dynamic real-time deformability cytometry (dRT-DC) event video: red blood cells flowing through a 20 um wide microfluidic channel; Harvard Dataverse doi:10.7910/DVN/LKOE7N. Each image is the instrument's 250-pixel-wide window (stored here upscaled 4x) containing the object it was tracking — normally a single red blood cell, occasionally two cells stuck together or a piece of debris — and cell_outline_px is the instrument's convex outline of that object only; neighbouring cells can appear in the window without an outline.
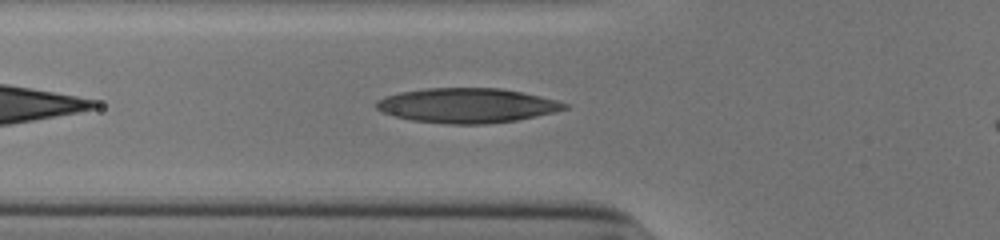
{"species": "human", "species_latin": "Homo sapiens", "temperature_condition": "cold", "stored_images_in_passage": 34, "camera_frame_rate_fps": 3000, "um_per_image_px": 0.085, "donor": {"sex": "male"}, "frame": {"image": 1, "passage_image": 4, "time_ms": 1.0, "image_size_px": [1000, 240], "cell_outline_px": [[568, 108], [536, 116], [516, 120], [484, 124], [448, 124], [412, 120], [396, 116], [384, 112], [376, 108], [376, 100], [384, 96], [400, 92], [424, 88], [500, 88], [540, 96], [556, 100], [568, 104]], "centroid_in_image_um": [39.67, 8.96], "position_along_channel_um": 86.1, "area_um2": 37.8}}
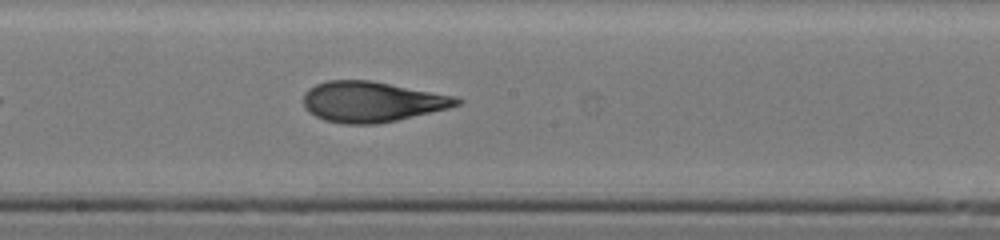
{"frame": {"image": 2, "passage_image": 14, "time_ms": 4.333, "image_size_px": [1000, 240], "cell_outline_px": [[464, 100], [460, 104], [448, 108], [396, 120], [376, 124], [344, 124], [324, 120], [308, 112], [304, 108], [304, 92], [308, 88], [316, 84], [328, 80], [372, 80], [452, 96]], "centroid_in_image_um": [31.55, 8.64], "position_along_channel_um": 216.6, "area_um2": 36.01}}
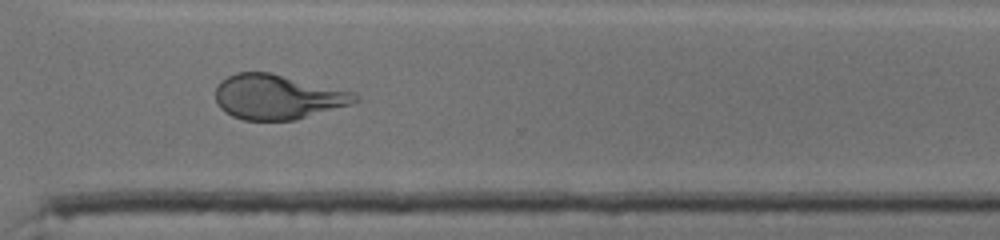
{"frame": {"image": 3, "passage_image": 24, "time_ms": 7.667, "image_size_px": [1000, 240], "cell_outline_px": [[360, 100], [352, 104], [296, 120], [244, 120], [232, 116], [224, 112], [216, 104], [216, 88], [228, 76], [236, 72], [272, 72], [356, 92], [360, 96]], "centroid_in_image_um": [23.64, 8.24], "position_along_channel_um": 347.0, "area_um2": 36.76}}